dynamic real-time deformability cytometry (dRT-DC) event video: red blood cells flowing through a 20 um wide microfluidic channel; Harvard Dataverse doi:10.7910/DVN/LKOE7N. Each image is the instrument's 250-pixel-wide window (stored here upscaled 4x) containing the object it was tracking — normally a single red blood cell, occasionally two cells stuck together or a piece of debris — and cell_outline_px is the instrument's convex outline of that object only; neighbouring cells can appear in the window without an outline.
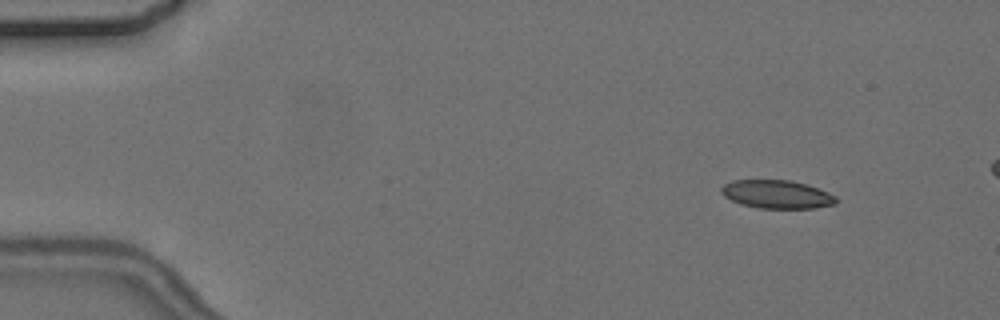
{"species": "common noctule bat (a hibernating species)", "species_latin": "Nyctalus noctula", "temperature_condition": "cold", "stored_images_in_passage": 6, "camera_frame_rate_fps": 3000, "um_per_image_px": 0.085, "animal": {"sex": "female", "body_mass_g": 24.6, "forearm_length_mm": 56.2}, "frame": {"image": 1, "passage_image": 2, "time_ms": 1.333, "image_size_px": [1000, 320], "cell_outline_px": [[836, 204], [816, 208], [760, 208], [740, 204], [724, 196], [720, 192], [720, 188], [724, 184], [732, 180], [788, 180], [808, 184], [828, 192], [836, 196]], "centroid_in_image_um": [66.03, 16.51], "position_along_channel_um": 19.0, "area_um2": 19.02}}